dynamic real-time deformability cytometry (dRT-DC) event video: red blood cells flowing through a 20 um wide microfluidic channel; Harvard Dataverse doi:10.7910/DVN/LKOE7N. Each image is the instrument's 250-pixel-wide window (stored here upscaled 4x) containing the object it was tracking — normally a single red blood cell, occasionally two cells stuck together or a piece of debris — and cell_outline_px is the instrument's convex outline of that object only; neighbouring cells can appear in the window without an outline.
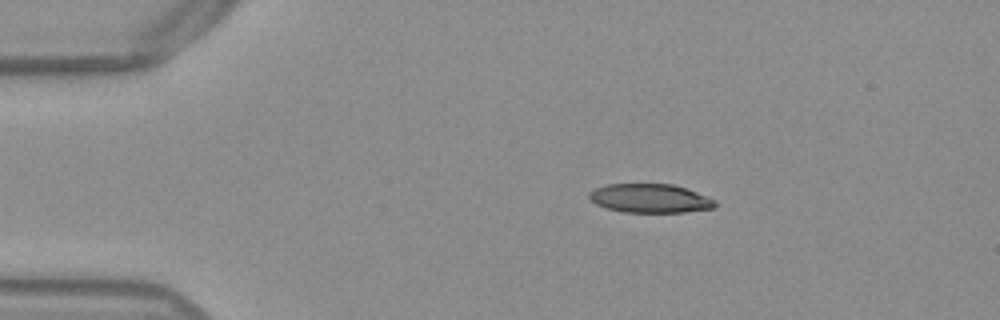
{"species": "Egyptian fruit bat (a non-hibernating species)", "species_latin": "Rousettus aegyptiacus", "temperature_condition": "warm", "stored_images_in_passage": 44, "camera_frame_rate_fps": 3000, "um_per_image_px": 0.085, "frame": {"image": 1, "passage_image": 1, "time_ms": 0.0, "image_size_px": [1000, 320], "cell_outline_px": [[716, 208], [684, 212], [624, 212], [608, 208], [596, 204], [588, 196], [588, 192], [596, 188], [608, 184], [672, 184], [696, 192], [716, 200]], "centroid_in_image_um": [55.27, 16.86], "position_along_channel_um": 29.7, "area_um2": 21.04}}
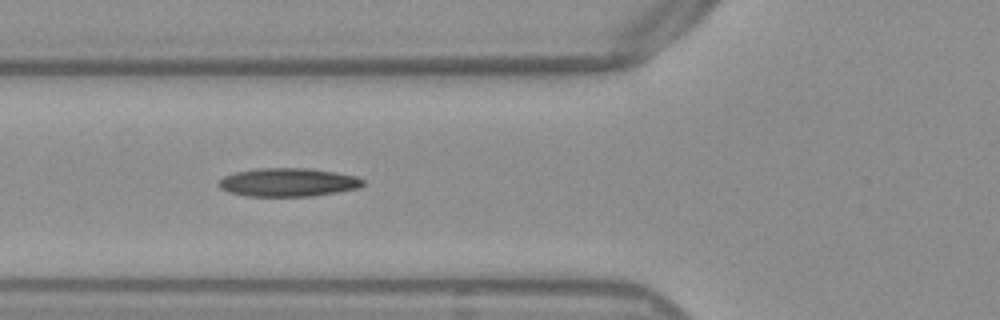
{"frame": {"image": 2, "passage_image": 11, "time_ms": 3.333, "image_size_px": [1000, 320], "cell_outline_px": [[364, 184], [360, 188], [312, 196], [244, 196], [228, 192], [220, 188], [216, 184], [224, 176], [236, 172], [256, 168], [308, 168], [336, 172], [356, 176], [364, 180]], "centroid_in_image_um": [24.47, 15.49], "position_along_channel_um": 101.3, "area_um2": 24.04}}
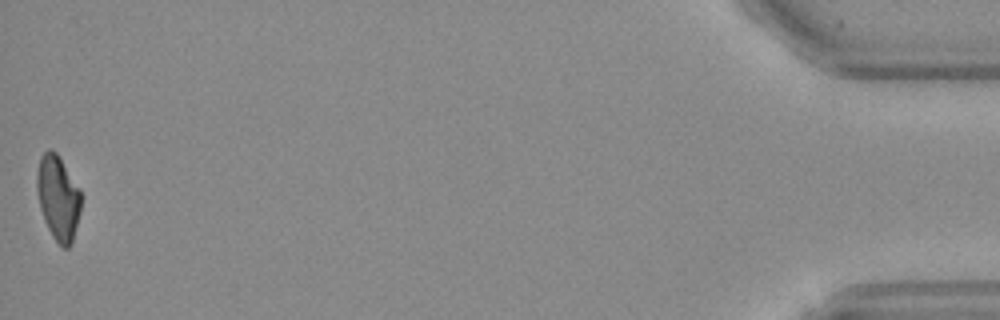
{"frame": {"image": 3, "passage_image": 44, "time_ms": 14.333, "image_size_px": [1000, 320], "cell_outline_px": [[80, 212], [72, 244], [68, 248], [64, 248], [52, 236], [44, 220], [40, 208], [36, 188], [36, 176], [40, 156], [48, 148], [52, 148], [56, 152], [80, 188]], "centroid_in_image_um": [4.93, 16.79], "position_along_channel_um": 430.3, "area_um2": 21.85}, "authors_computed_cell_mechanics": {"area_um2": 23.0333, "velocity_mm_per_s": 3.8586, "shape_relaxation_time_tau1_ms": null, "shape_relaxation_time_tau2_ms": 5.3375, "deformation_change_tau1": null, "deformation_change_tau2": 0.1524}}